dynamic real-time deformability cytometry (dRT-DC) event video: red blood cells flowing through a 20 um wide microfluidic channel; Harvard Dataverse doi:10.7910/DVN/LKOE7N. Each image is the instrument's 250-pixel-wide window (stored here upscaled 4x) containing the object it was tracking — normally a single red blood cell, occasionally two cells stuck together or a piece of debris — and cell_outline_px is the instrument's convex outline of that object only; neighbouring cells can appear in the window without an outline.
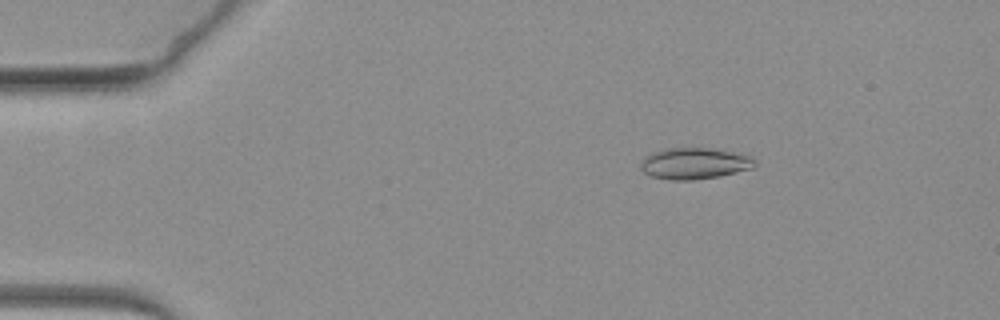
{"species": "common noctule bat (a hibernating species)", "species_latin": "Nyctalus noctula", "temperature_condition": "warm", "stored_images_in_passage": 65, "camera_frame_rate_fps": 3000, "um_per_image_px": 0.085, "animal": {"sex": "female", "body_mass_g": 19.3, "forearm_length_mm": 54.1}, "frame": {"image": 1, "passage_image": 11, "time_ms": 3.333, "image_size_px": [1000, 320], "cell_outline_px": [[756, 164], [752, 168], [720, 176], [692, 180], [672, 180], [652, 176], [644, 172], [640, 168], [640, 164], [652, 152], [664, 148], [712, 148], [752, 156], [756, 160]], "centroid_in_image_um": [59.05, 13.89], "position_along_channel_um": 25.9, "area_um2": 20.75}}
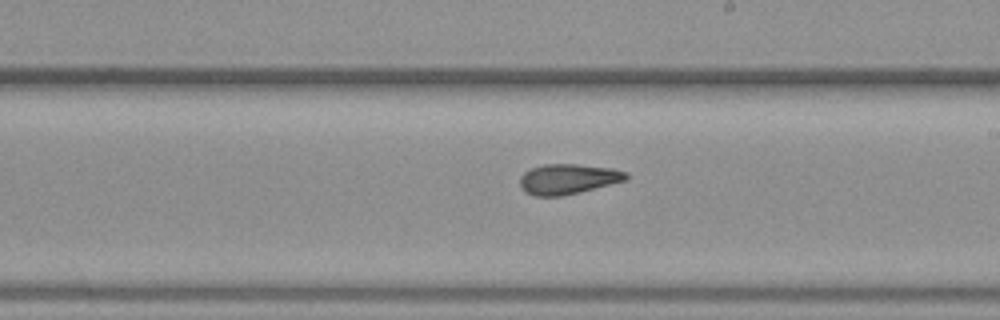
{"frame": {"image": 2, "passage_image": 38, "time_ms": 12.333, "image_size_px": [1000, 320], "cell_outline_px": [[628, 176], [624, 180], [580, 192], [564, 196], [532, 196], [524, 192], [520, 188], [520, 176], [524, 172], [532, 168], [544, 164], [576, 164], [612, 168], [628, 172]], "centroid_in_image_um": [48.23, 15.22], "position_along_channel_um": 240.8, "area_um2": 18.73}}
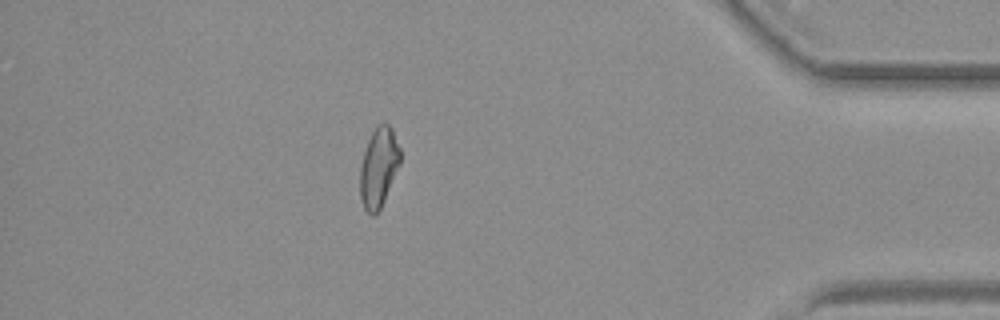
{"frame": {"image": 3, "passage_image": 57, "time_ms": 18.667, "image_size_px": [1000, 320], "cell_outline_px": [[400, 164], [384, 200], [380, 208], [372, 216], [364, 208], [360, 196], [360, 168], [364, 152], [368, 140], [376, 124], [384, 120], [392, 128], [400, 148]], "centroid_in_image_um": [32.19, 14.16], "position_along_channel_um": 403.0, "area_um2": 18.61}}